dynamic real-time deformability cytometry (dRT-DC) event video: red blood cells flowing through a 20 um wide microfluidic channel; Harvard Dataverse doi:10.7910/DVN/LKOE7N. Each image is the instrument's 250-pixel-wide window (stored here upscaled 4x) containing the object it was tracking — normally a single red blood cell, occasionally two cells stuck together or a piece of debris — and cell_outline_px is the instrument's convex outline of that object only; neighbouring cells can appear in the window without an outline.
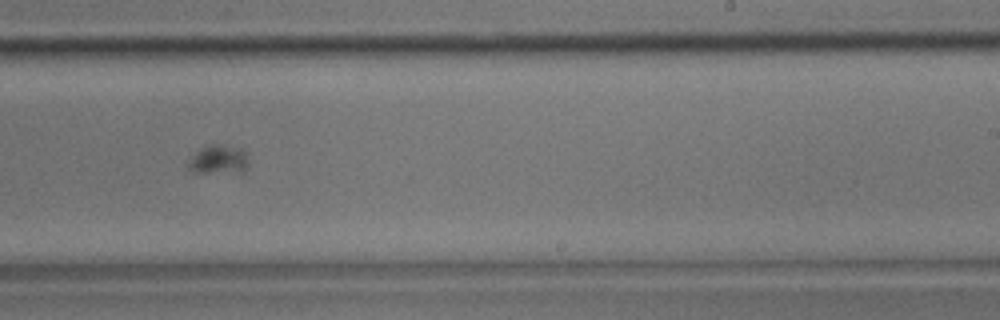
{"species": "common noctule bat (a hibernating species)", "species_latin": "Nyctalus noctula", "temperature_condition": "room temperature", "stored_images_in_passage": 44, "camera_frame_rate_fps": 3000, "um_per_image_px": 0.085, "animal": {"sex": "male", "body_mass_g": 17.9}, "frame": {"image": 1, "passage_image": 27, "time_ms": 8.667, "image_size_px": [1000, 320], "cell_outline_px": [[248, 164], [244, 172], [188, 172], [188, 160], [200, 148], [208, 144], [220, 144], [244, 148], [248, 152]], "centroid_in_image_um": [18.6, 13.54], "position_along_channel_um": 270.4, "area_um2": 10.52}}